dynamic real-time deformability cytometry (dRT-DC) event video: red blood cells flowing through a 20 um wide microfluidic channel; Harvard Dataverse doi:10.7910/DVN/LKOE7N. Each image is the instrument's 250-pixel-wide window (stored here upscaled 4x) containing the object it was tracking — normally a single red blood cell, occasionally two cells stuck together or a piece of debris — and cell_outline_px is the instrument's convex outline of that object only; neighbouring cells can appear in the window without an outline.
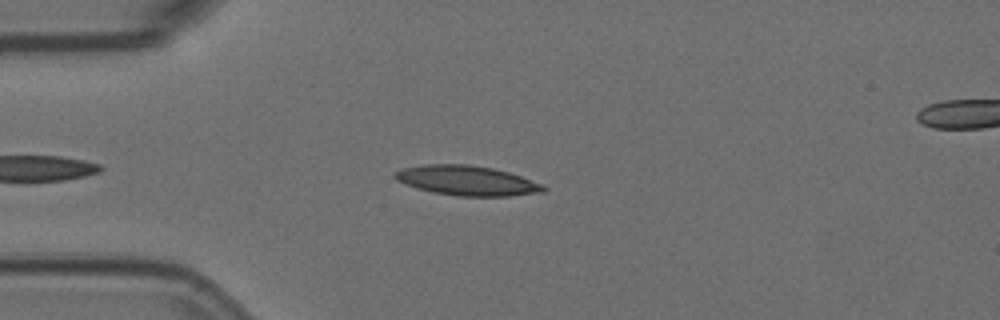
{"species": "Egyptian fruit bat (a non-hibernating species)", "species_latin": "Rousettus aegyptiacus", "temperature_condition": "room temperature", "stored_images_in_passage": 46, "camera_frame_rate_fps": 3000, "um_per_image_px": 0.085, "animal": {"sex": "female"}, "frame": {"image": 1, "passage_image": 7, "time_ms": 2.0, "image_size_px": [1000, 320], "cell_outline_px": [[548, 188], [544, 192], [508, 196], [456, 196], [432, 192], [416, 188], [396, 180], [392, 176], [396, 172], [404, 168], [424, 164], [468, 164], [492, 168], [508, 172], [544, 184]], "centroid_in_image_um": [39.71, 15.35], "position_along_channel_um": 45.3, "area_um2": 25.84}}
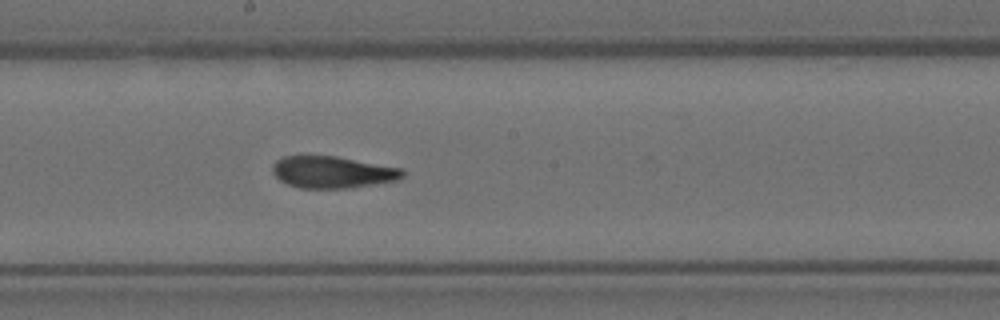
{"frame": {"image": 2, "passage_image": 23, "time_ms": 7.333, "image_size_px": [1000, 320], "cell_outline_px": [[404, 176], [400, 180], [348, 188], [300, 188], [288, 184], [280, 180], [272, 172], [272, 164], [276, 160], [284, 156], [336, 156], [404, 168]], "centroid_in_image_um": [28.29, 14.63], "position_along_channel_um": 219.9, "area_um2": 24.28}}
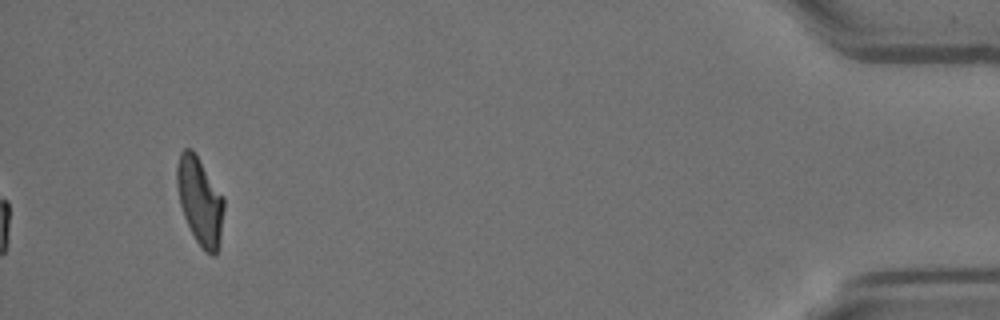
{"frame": {"image": 3, "passage_image": 46, "time_ms": 15.0, "image_size_px": [1000, 320], "cell_outline_px": [[224, 208], [220, 240], [216, 256], [212, 256], [204, 252], [196, 240], [184, 216], [180, 204], [176, 184], [176, 168], [180, 152], [184, 148], [192, 148], [224, 196]], "centroid_in_image_um": [17.0, 17.08], "position_along_channel_um": 418.2, "area_um2": 24.1}, "authors_computed_cell_mechanics": {"area_um2": 24.6228, "velocity_mm_per_s": 3.58, "shape_relaxation_time_tau1_ms": 8.4812, "shape_relaxation_time_tau2_ms": 2.2634, "deformation_change_tau1": 0.2181, "deformation_change_tau2": 0.1035}}